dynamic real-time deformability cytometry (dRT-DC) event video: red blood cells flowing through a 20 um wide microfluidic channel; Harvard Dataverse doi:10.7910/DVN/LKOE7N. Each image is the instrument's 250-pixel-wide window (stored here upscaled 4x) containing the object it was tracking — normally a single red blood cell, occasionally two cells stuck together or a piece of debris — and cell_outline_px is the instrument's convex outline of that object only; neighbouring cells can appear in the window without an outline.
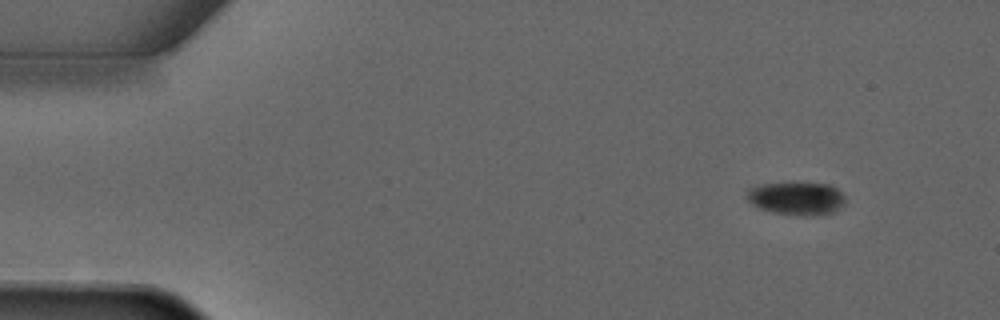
{"species": "common noctule bat (a hibernating species)", "species_latin": "Nyctalus noctula", "temperature_condition": "warm", "stored_images_in_passage": 5, "camera_frame_rate_fps": 3000, "um_per_image_px": 0.085, "animal": {"sex": "male", "forearm_length_mm": 52.5}, "frame": {"image": 1, "passage_image": 2, "time_ms": 1.0, "image_size_px": [1000, 320], "cell_outline_px": [[844, 204], [832, 212], [804, 216], [772, 212], [760, 208], [752, 204], [748, 200], [748, 188], [756, 184], [784, 180], [788, 180], [832, 184], [844, 196]], "centroid_in_image_um": [67.66, 16.79], "position_along_channel_um": 17.3, "area_um2": 19.65}}